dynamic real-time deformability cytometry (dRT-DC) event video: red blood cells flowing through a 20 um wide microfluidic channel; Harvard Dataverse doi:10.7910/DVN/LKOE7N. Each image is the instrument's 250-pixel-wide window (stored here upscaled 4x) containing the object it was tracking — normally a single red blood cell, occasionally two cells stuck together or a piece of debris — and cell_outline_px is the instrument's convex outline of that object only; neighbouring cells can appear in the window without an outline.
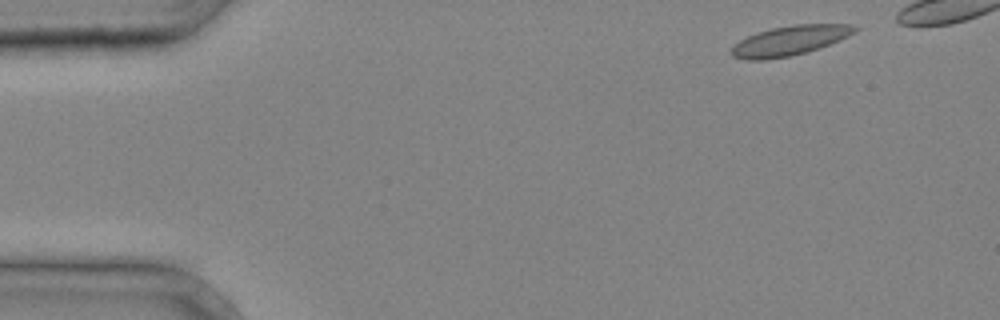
{"species": "common noctule bat (a hibernating species)", "species_latin": "Nyctalus noctula", "temperature_condition": "cold", "stored_images_in_passage": 6, "camera_frame_rate_fps": 3000, "um_per_image_px": 0.085, "animal": {"sex": "male", "body_mass_g": 20.4}, "frame": {"image": 1, "passage_image": 1, "time_ms": 0.0, "image_size_px": [1000, 320], "cell_outline_px": [[860, 28], [856, 32], [840, 40], [804, 52], [788, 56], [764, 60], [748, 60], [732, 56], [732, 48], [740, 40], [748, 36], [772, 28], [792, 24], [852, 24]], "centroid_in_image_um": [67.16, 3.43], "position_along_channel_um": 17.8, "area_um2": 20.98}}
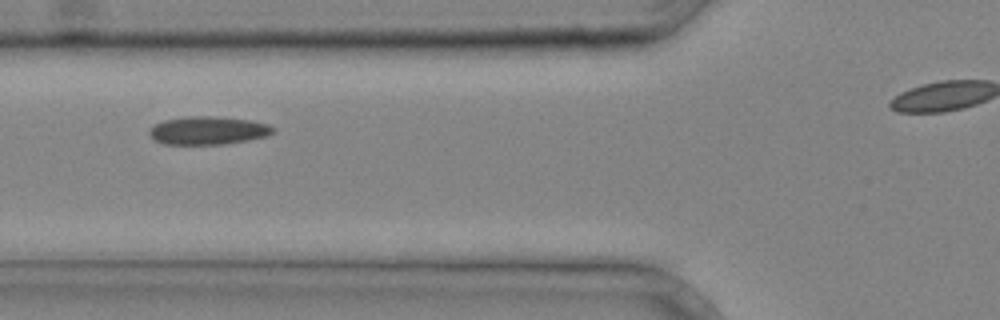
{"frame": {"image": 2, "passage_image": 4, "time_ms": 1.0, "image_size_px": [1000, 320], "cell_outline_px": [[276, 132], [268, 136], [248, 140], [224, 144], [164, 144], [152, 140], [148, 132], [148, 128], [164, 120], [188, 116], [216, 116], [248, 120], [268, 124], [276, 128]], "centroid_in_image_um": [17.68, 11.09], "position_along_channel_um": 108.1, "area_um2": 20.52}}